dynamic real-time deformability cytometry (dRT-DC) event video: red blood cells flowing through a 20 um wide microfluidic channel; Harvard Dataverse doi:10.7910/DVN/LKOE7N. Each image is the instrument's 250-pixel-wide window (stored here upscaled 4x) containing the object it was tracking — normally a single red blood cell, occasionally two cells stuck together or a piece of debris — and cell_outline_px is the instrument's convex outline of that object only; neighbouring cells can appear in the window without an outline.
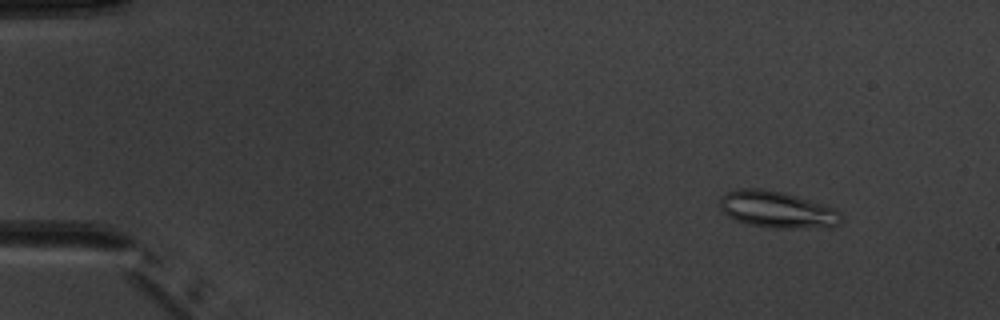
{"species": "common noctule bat (a hibernating species)", "species_latin": "Nyctalus noctula", "temperature_condition": "warm", "stored_images_in_passage": 6, "camera_frame_rate_fps": 3000, "um_per_image_px": 0.085, "animal": {"sex": "male", "body_mass_g": 20.1, "forearm_length_mm": 53.5}, "frame": {"image": 1, "passage_image": 2, "time_ms": 1.0, "image_size_px": [1000, 320], "cell_outline_px": [[844, 220], [840, 224], [828, 228], [776, 228], [748, 224], [736, 220], [728, 216], [720, 208], [720, 196], [728, 192], [740, 188], [760, 188], [784, 192], [832, 208], [844, 216]], "centroid_in_image_um": [66.07, 17.83], "position_along_channel_um": 18.9, "area_um2": 25.95}}
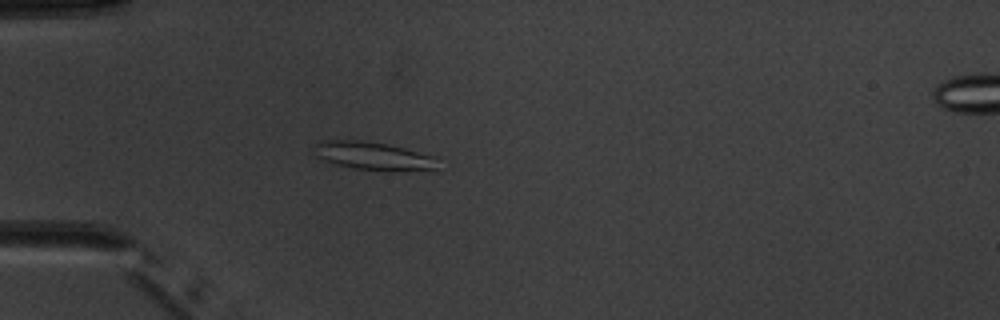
{"frame": {"image": 2, "passage_image": 5, "time_ms": 4.333, "image_size_px": [1000, 320], "cell_outline_px": [[436, 168], [396, 172], [388, 172], [352, 168], [336, 164], [316, 156], [316, 144], [324, 140], [364, 140], [388, 144], [436, 156]], "centroid_in_image_um": [31.77, 13.26], "position_along_channel_um": 53.2, "area_um2": 20.29}}